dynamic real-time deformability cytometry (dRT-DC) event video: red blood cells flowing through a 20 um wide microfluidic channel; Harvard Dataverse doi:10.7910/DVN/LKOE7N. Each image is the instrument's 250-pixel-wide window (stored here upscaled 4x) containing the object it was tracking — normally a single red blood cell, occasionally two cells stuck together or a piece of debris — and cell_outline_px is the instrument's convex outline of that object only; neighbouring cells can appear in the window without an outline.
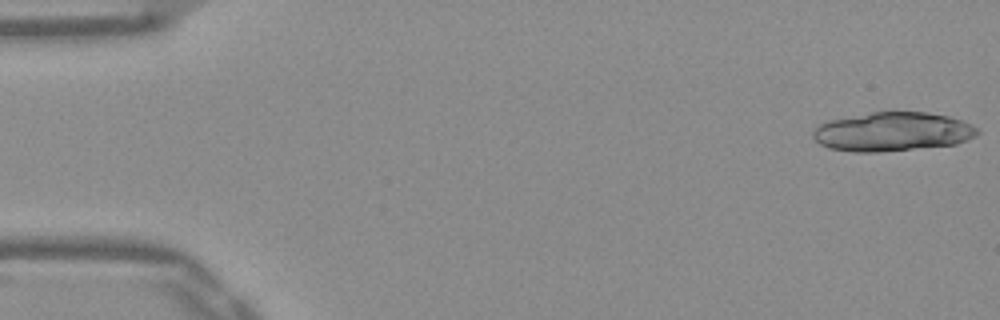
{"species": "Egyptian fruit bat (a non-hibernating species)", "species_latin": "Rousettus aegyptiacus", "temperature_condition": "warm", "stored_images_in_passage": 39, "camera_frame_rate_fps": 3000, "um_per_image_px": 0.085, "frame": {"image": 1, "passage_image": 1, "time_ms": 0.0, "image_size_px": [1000, 320], "cell_outline_px": [[980, 132], [976, 136], [956, 144], [880, 152], [852, 152], [828, 148], [820, 144], [812, 136], [812, 132], [820, 124], [828, 120], [872, 112], [928, 112], [948, 116], [972, 124]], "centroid_in_image_um": [75.85, 11.2], "position_along_channel_um": 9.1, "area_um2": 37.34}}